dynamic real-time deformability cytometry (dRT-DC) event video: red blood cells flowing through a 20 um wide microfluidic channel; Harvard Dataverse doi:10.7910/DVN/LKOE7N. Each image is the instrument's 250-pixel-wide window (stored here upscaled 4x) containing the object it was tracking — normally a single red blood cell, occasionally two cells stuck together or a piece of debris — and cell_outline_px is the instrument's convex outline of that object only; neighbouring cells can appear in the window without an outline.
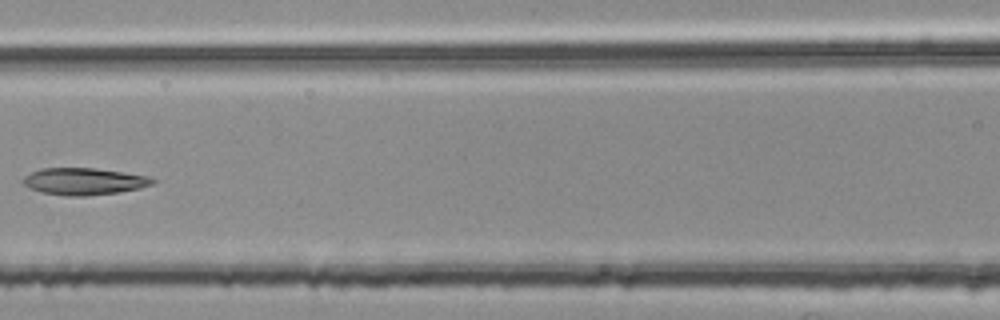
{"species": "common noctule bat (a hibernating species)", "species_latin": "Nyctalus noctula", "temperature_condition": "room temperature", "stored_images_in_passage": 5, "segment_of_instrument_passage": [2, 2], "camera_frame_rate_fps": 3000, "um_per_image_px": 0.085, "animal": {"sex": "female", "body_mass_g": 25.1}, "frame": {"image": 1, "passage_image": 5, "time_ms": 1.333, "image_size_px": [1000, 320], "cell_outline_px": [[156, 180], [152, 184], [140, 188], [116, 192], [84, 196], [64, 196], [44, 192], [32, 188], [24, 184], [20, 180], [24, 176], [40, 168], [92, 168], [148, 176]], "centroid_in_image_um": [7.11, 15.41], "position_along_channel_um": 159.5, "area_um2": 20.0}}